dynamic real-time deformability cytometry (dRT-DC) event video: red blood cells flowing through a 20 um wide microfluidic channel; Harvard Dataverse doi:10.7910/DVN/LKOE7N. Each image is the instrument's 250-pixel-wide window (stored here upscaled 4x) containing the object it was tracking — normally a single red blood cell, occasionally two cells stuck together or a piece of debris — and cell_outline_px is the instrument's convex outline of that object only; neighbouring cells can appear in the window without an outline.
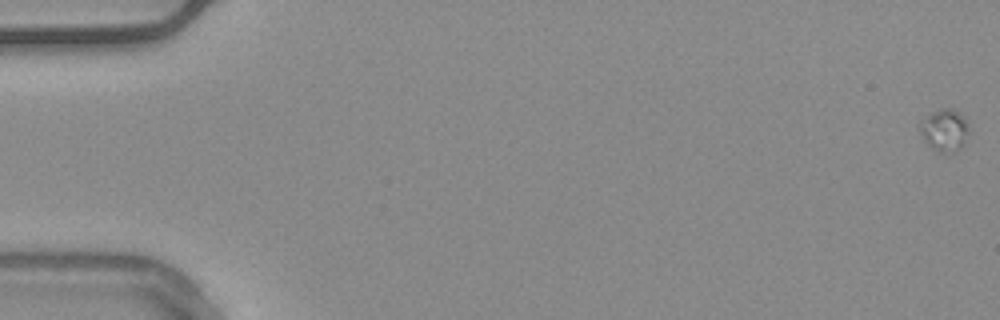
{"species": "common noctule bat (a hibernating species)", "species_latin": "Nyctalus noctula", "temperature_condition": "warm", "stored_images_in_passage": 57, "camera_frame_rate_fps": 3000, "um_per_image_px": 0.085, "animal": {"sex": "male", "body_mass_g": 20.4}, "frame": {"image": 1, "passage_image": 1, "time_ms": 0.0, "image_size_px": [1000, 320], "cell_outline_px": [[968, 132], [964, 144], [960, 148], [952, 152], [940, 152], [932, 148], [924, 140], [920, 132], [920, 124], [932, 112], [940, 108], [952, 108], [960, 112], [964, 116], [968, 124]], "centroid_in_image_um": [80.32, 11.04], "position_along_channel_um": 4.7, "area_um2": 11.91}}
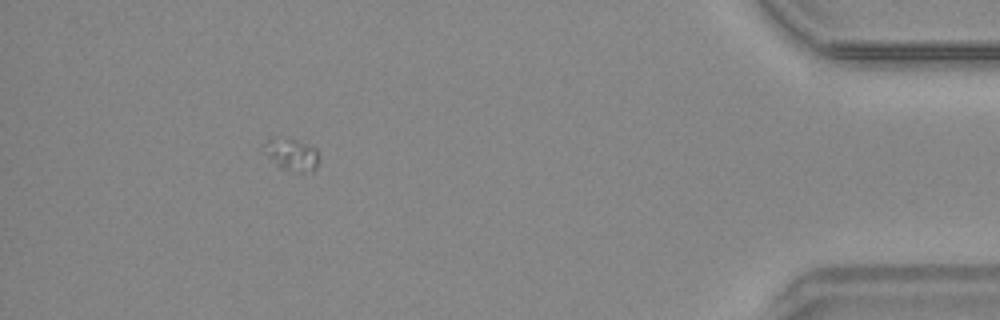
{"frame": {"image": 2, "passage_image": 52, "time_ms": 17.0, "image_size_px": [1000, 320], "cell_outline_px": [[320, 156], [316, 168], [312, 172], [300, 172], [280, 168], [268, 156], [264, 144], [272, 136], [276, 136], [296, 140], [316, 148]], "centroid_in_image_um": [24.84, 13.13], "position_along_channel_um": 410.4, "area_um2": 10.29}}